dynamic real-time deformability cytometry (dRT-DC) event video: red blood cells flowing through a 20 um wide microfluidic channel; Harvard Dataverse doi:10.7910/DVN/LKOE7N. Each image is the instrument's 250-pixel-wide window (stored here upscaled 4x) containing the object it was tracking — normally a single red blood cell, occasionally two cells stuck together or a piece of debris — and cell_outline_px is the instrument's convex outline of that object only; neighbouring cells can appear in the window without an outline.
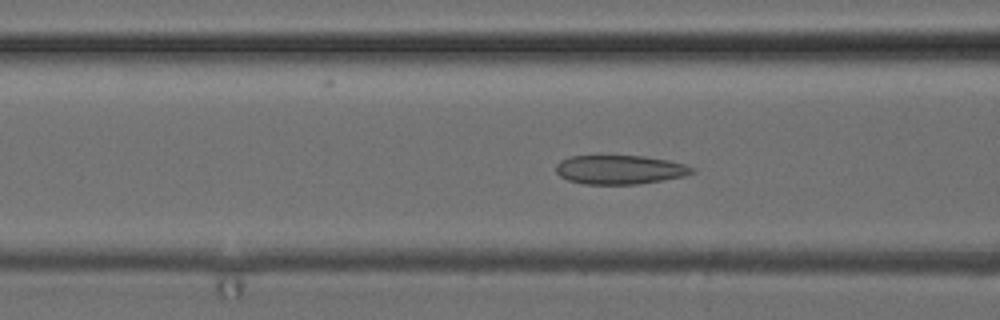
{"species": "common noctule bat (a hibernating species)", "species_latin": "Nyctalus noctula", "temperature_condition": "cold", "stored_images_in_passage": 50, "camera_frame_rate_fps": 3000, "um_per_image_px": 0.085, "animal": {"sex": "female", "body_mass_g": 24.6, "forearm_length_mm": 56.2}, "frame": {"image": 1, "passage_image": 19, "time_ms": 6.0, "image_size_px": [1000, 320], "cell_outline_px": [[696, 172], [684, 176], [664, 180], [636, 184], [584, 184], [568, 180], [560, 176], [556, 172], [556, 164], [560, 160], [568, 156], [644, 156], [668, 160], [684, 164], [696, 168]], "centroid_in_image_um": [52.69, 14.42], "position_along_channel_um": 113.9, "area_um2": 23.12}}
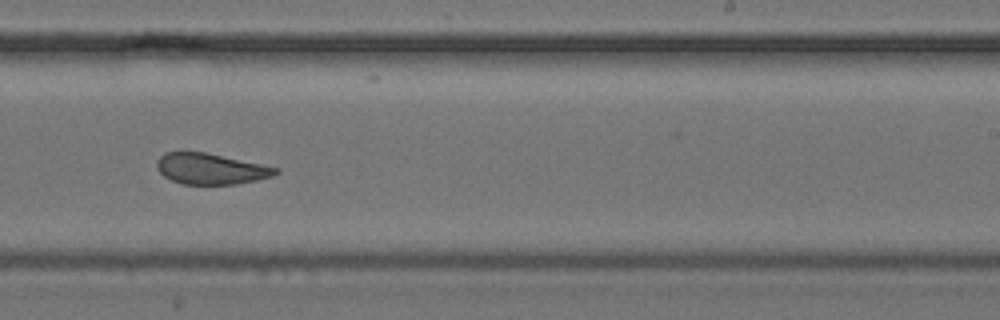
{"frame": {"image": 2, "passage_image": 31, "time_ms": 10.0, "image_size_px": [1000, 320], "cell_outline_px": [[280, 172], [272, 176], [256, 180], [236, 184], [180, 184], [164, 176], [156, 168], [156, 160], [164, 152], [204, 152], [280, 168]], "centroid_in_image_um": [17.89, 14.35], "position_along_channel_um": 271.1, "area_um2": 21.33}}
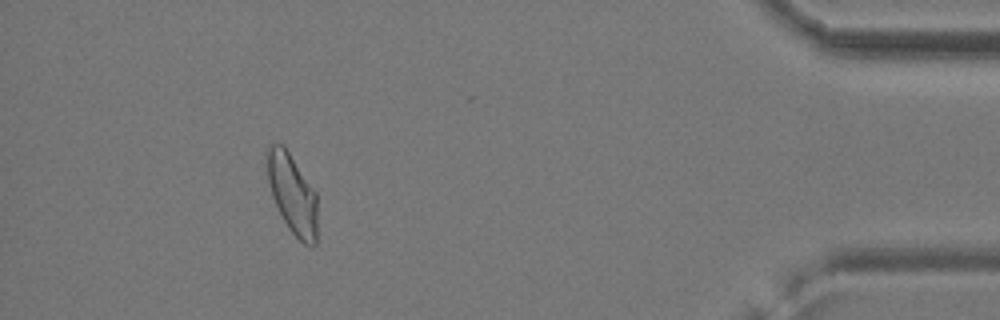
{"frame": {"image": 3, "passage_image": 46, "time_ms": 15.0, "image_size_px": [1000, 320], "cell_outline_px": [[316, 244], [312, 248], [304, 244], [288, 228], [272, 196], [264, 164], [264, 156], [268, 144], [280, 144], [288, 152], [316, 192]], "centroid_in_image_um": [24.81, 16.46], "position_along_channel_um": 410.4, "area_um2": 23.35}, "authors_computed_cell_mechanics": {"area_um2": 23.6691, "velocity_mm_per_s": 3.9297, "shape_relaxation_time_tau1_ms": null, "shape_relaxation_time_tau2_ms": 1.7538, "deformation_change_tau1": null, "deformation_change_tau2": 0.0759}}